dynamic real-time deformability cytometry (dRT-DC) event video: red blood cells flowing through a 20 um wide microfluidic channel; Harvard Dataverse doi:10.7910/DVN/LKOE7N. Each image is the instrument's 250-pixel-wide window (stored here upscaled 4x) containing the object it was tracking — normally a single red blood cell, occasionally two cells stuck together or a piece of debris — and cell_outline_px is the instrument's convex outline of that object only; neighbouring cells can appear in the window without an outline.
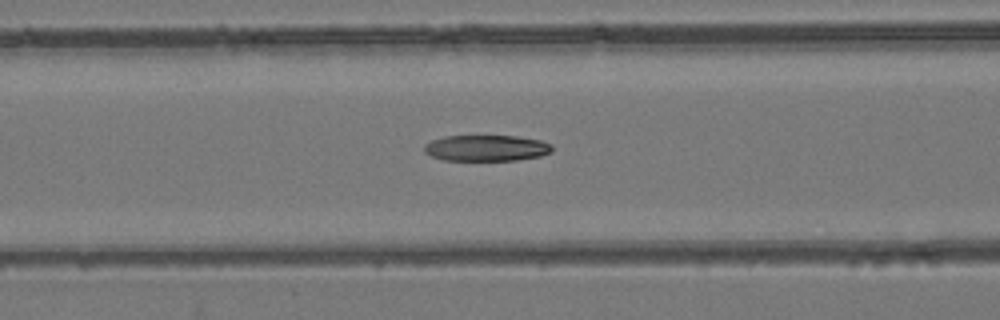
{"species": "common noctule bat (a hibernating species)", "species_latin": "Nyctalus noctula", "temperature_condition": "room temperature", "stored_images_in_passage": 54, "camera_frame_rate_fps": 3000, "um_per_image_px": 0.085, "animal": {"sex": "female", "body_mass_g": 24.6, "forearm_length_mm": 56.2}, "frame": {"image": 1, "passage_image": 23, "time_ms": 7.333, "image_size_px": [1000, 320], "cell_outline_px": [[552, 152], [540, 156], [516, 160], [444, 160], [432, 156], [424, 152], [424, 144], [432, 140], [444, 136], [516, 136], [540, 140], [552, 144]], "centroid_in_image_um": [41.34, 12.58], "position_along_channel_um": 125.3, "area_um2": 19.42}}
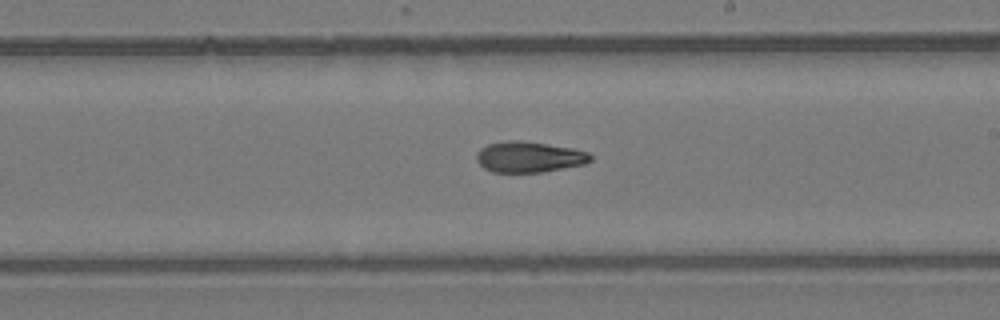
{"frame": {"image": 2, "passage_image": 32, "time_ms": 10.333, "image_size_px": [1000, 320], "cell_outline_px": [[592, 160], [584, 164], [544, 172], [492, 172], [484, 168], [476, 160], [476, 152], [480, 148], [488, 144], [508, 140], [516, 140], [572, 148], [588, 152], [592, 156]], "centroid_in_image_um": [44.95, 13.35], "position_along_channel_um": 244.1, "area_um2": 20.4}}
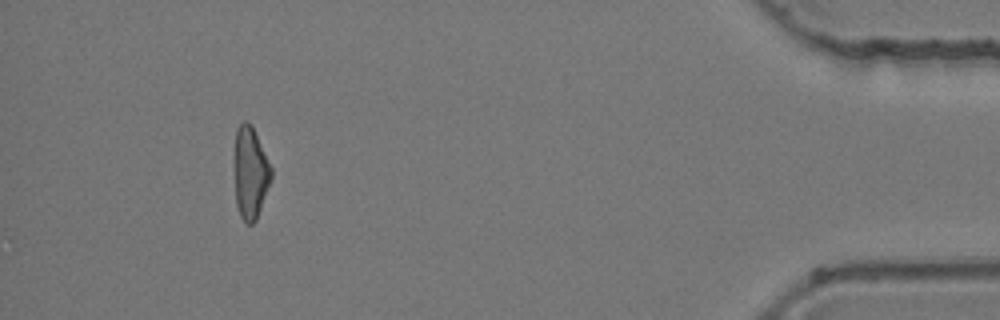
{"frame": {"image": 3, "passage_image": 50, "time_ms": 16.333, "image_size_px": [1000, 320], "cell_outline_px": [[272, 176], [256, 220], [252, 224], [248, 224], [240, 216], [236, 204], [236, 128], [244, 120], [248, 120], [252, 124], [272, 168]], "centroid_in_image_um": [21.31, 14.66], "position_along_channel_um": 413.9, "area_um2": 19.31}, "authors_computed_cell_mechanics": {"area_um2": 20.7502, "velocity_mm_per_s": 3.9534, "shape_relaxation_time_tau1_ms": null, "shape_relaxation_time_tau2_ms": 2.378, "deformation_change_tau1": null, "deformation_change_tau2": 0.0995}}